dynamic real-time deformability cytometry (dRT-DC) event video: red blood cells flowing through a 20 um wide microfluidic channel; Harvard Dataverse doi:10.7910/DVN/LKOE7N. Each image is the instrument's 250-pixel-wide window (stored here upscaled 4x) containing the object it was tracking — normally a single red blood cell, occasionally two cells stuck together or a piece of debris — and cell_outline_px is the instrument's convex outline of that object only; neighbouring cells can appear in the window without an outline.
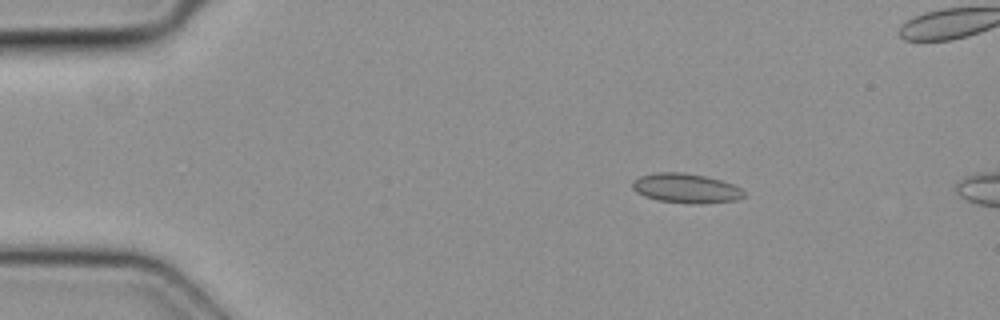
{"species": "common noctule bat (a hibernating species)", "species_latin": "Nyctalus noctula", "temperature_condition": "cold", "stored_images_in_passage": 13, "camera_frame_rate_fps": 3000, "um_per_image_px": 0.085, "animal": {"sex": "female", "body_mass_g": 19.3, "forearm_length_mm": 54.1}, "frame": {"image": 1, "passage_image": 8, "time_ms": 2.333, "image_size_px": [1000, 320], "cell_outline_px": [[744, 196], [736, 200], [704, 204], [692, 204], [660, 200], [644, 196], [636, 192], [632, 188], [632, 180], [640, 176], [656, 172], [684, 172], [704, 176], [720, 180], [732, 184], [740, 188], [744, 192]], "centroid_in_image_um": [58.28, 16.0], "position_along_channel_um": 26.7, "area_um2": 19.19}}